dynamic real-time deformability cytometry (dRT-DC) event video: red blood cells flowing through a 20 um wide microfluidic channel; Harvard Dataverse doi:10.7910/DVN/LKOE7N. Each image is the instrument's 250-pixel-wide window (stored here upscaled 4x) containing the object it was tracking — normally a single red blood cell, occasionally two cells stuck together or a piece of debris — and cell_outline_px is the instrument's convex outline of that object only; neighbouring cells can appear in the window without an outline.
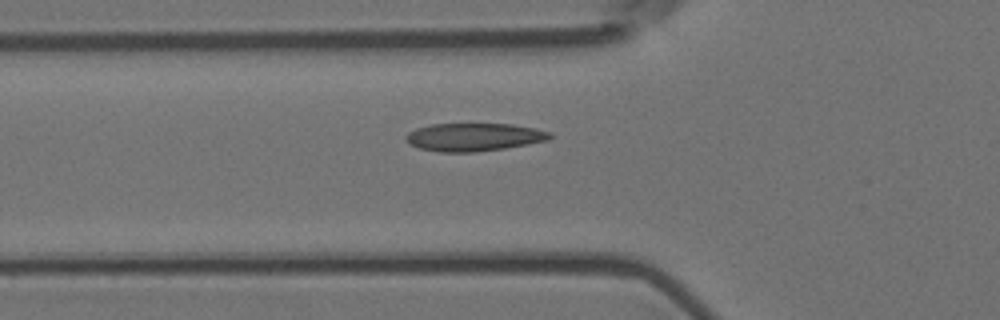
{"species": "Egyptian fruit bat (a non-hibernating species)", "species_latin": "Rousettus aegyptiacus", "temperature_condition": "room temperature", "stored_images_in_passage": 6, "camera_frame_rate_fps": 3000, "um_per_image_px": 0.085, "animal": {"sex": "female"}, "frame": {"image": 1, "passage_image": 2, "time_ms": 0.333, "image_size_px": [1000, 320], "cell_outline_px": [[552, 136], [548, 140], [528, 144], [504, 148], [476, 152], [440, 152], [420, 148], [404, 140], [404, 136], [408, 132], [416, 128], [432, 124], [512, 124], [536, 128], [552, 132]], "centroid_in_image_um": [40.29, 11.64], "position_along_channel_um": 85.5, "area_um2": 23.52}}
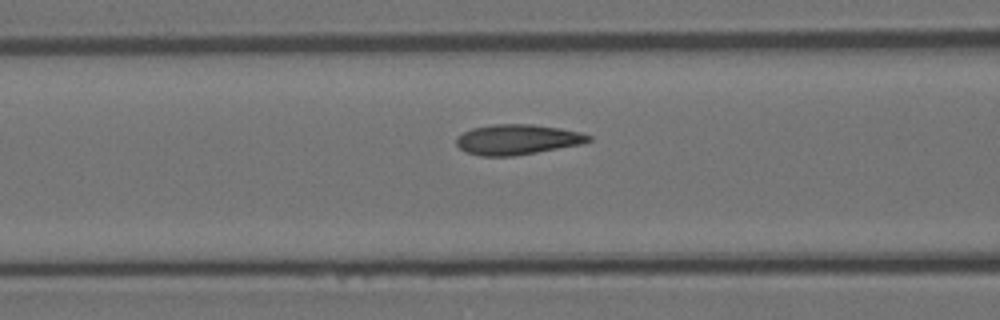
{"frame": {"image": 2, "passage_image": 5, "time_ms": 1.333, "image_size_px": [1000, 320], "cell_outline_px": [[592, 140], [584, 144], [512, 156], [480, 156], [464, 152], [456, 144], [456, 136], [472, 128], [492, 124], [532, 124], [560, 128], [580, 132], [592, 136]], "centroid_in_image_um": [43.97, 11.86], "position_along_channel_um": 122.6, "area_um2": 23.47}}